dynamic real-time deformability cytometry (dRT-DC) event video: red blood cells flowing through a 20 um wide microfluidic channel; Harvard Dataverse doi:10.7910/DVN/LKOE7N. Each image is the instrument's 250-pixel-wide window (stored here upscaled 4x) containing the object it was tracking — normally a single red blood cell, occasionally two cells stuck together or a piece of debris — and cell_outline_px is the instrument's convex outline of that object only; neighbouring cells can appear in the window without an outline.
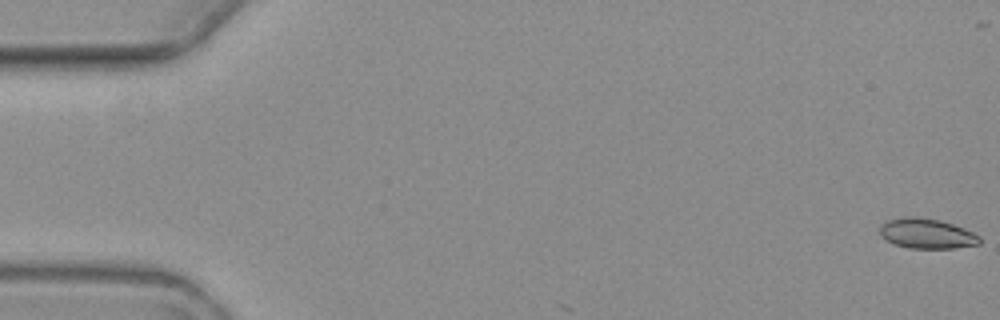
{"species": "common noctule bat (a hibernating species)", "species_latin": "Nyctalus noctula", "temperature_condition": "warm", "stored_images_in_passage": 3, "camera_frame_rate_fps": 3000, "um_per_image_px": 0.085, "animal": {"sex": "female", "body_mass_g": 19.3, "forearm_length_mm": 54.1}, "frame": {"image": 1, "passage_image": 1, "time_ms": 0.0, "image_size_px": [1000, 320], "cell_outline_px": [[980, 244], [952, 248], [908, 248], [896, 244], [880, 236], [880, 224], [888, 220], [904, 216], [916, 216], [940, 220], [964, 228], [980, 236]], "centroid_in_image_um": [78.76, 19.84], "position_along_channel_um": 6.2, "area_um2": 17.46}}